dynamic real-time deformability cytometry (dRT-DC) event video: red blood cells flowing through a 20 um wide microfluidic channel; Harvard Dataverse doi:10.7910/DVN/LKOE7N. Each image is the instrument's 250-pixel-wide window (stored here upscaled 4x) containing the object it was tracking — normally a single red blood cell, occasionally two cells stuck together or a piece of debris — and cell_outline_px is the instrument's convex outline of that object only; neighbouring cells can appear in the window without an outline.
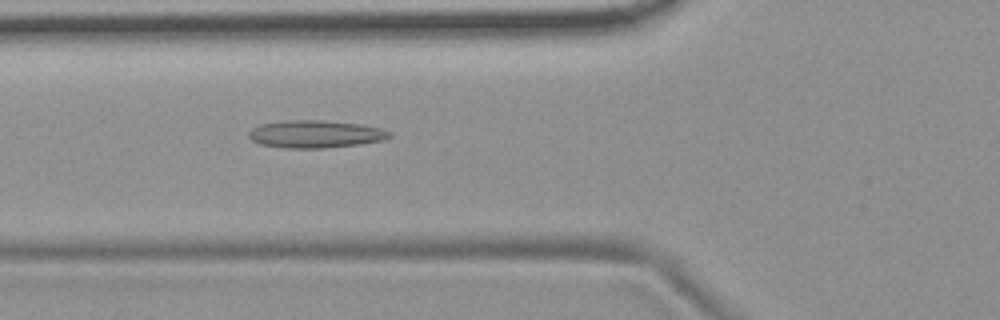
{"species": "common noctule bat (a hibernating species)", "species_latin": "Nyctalus noctula", "temperature_condition": "room temperature", "stored_images_in_passage": 54, "camera_frame_rate_fps": 3000, "um_per_image_px": 0.085, "animal": {"sex": "female", "body_mass_g": 19.9}, "frame": {"image": 1, "passage_image": 20, "time_ms": 6.333, "image_size_px": [1000, 320], "cell_outline_px": [[392, 136], [384, 140], [360, 144], [324, 148], [284, 148], [260, 144], [252, 140], [248, 136], [248, 132], [252, 128], [260, 124], [284, 120], [320, 120], [360, 124], [380, 128], [392, 132]], "centroid_in_image_um": [26.81, 11.4], "position_along_channel_um": 99.0, "area_um2": 22.72}}
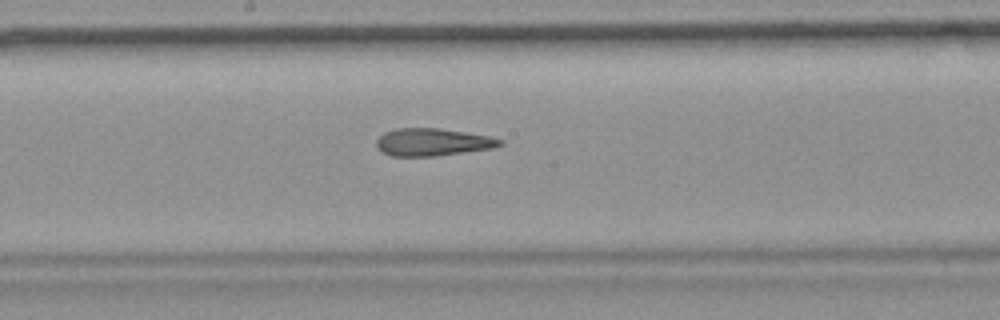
{"frame": {"image": 2, "passage_image": 29, "time_ms": 9.333, "image_size_px": [1000, 320], "cell_outline_px": [[504, 144], [492, 148], [436, 156], [392, 156], [380, 152], [376, 148], [376, 140], [384, 132], [396, 128], [440, 128], [492, 136], [504, 140]], "centroid_in_image_um": [36.77, 12.08], "position_along_channel_um": 211.4, "area_um2": 20.06}}
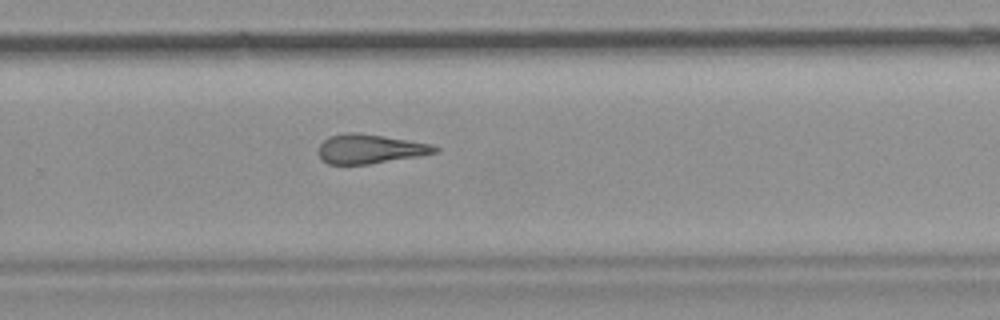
{"frame": {"image": 3, "passage_image": 36, "time_ms": 11.667, "image_size_px": [1000, 320], "cell_outline_px": [[440, 148], [436, 152], [416, 156], [368, 164], [328, 164], [320, 160], [316, 152], [320, 144], [328, 136], [344, 132], [356, 132], [384, 136], [432, 144]], "centroid_in_image_um": [31.36, 12.65], "position_along_channel_um": 298.4, "area_um2": 19.94}, "authors_computed_cell_mechanics": {"area_um2": 21.097, "velocity_mm_per_s": 3.7439, "shape_relaxation_time_tau1_ms": null, "shape_relaxation_time_tau2_ms": 4.4783, "deformation_change_tau1": null, "deformation_change_tau2": 0.1757}}